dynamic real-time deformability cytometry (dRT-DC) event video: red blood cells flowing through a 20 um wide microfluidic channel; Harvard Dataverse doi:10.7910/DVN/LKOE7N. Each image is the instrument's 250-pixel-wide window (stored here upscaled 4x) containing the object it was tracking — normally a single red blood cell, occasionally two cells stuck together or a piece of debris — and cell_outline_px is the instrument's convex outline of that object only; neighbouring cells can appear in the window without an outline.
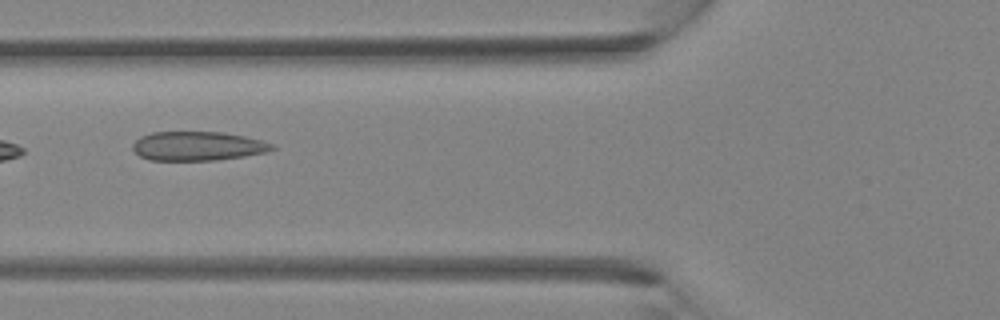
{"species": "Egyptian fruit bat (a non-hibernating species)", "species_latin": "Rousettus aegyptiacus", "temperature_condition": "room temperature", "stored_images_in_passage": 4, "camera_frame_rate_fps": 3000, "um_per_image_px": 0.085, "animal": {"sex": "female"}, "frame": {"image": 1, "passage_image": 4, "time_ms": 3.333, "image_size_px": [1000, 320], "cell_outline_px": [[276, 148], [268, 152], [244, 156], [216, 160], [148, 160], [140, 156], [132, 148], [132, 144], [140, 136], [152, 132], [224, 132], [244, 136], [276, 144]], "centroid_in_image_um": [16.82, 12.41], "position_along_channel_um": 109.0, "area_um2": 23.76}}